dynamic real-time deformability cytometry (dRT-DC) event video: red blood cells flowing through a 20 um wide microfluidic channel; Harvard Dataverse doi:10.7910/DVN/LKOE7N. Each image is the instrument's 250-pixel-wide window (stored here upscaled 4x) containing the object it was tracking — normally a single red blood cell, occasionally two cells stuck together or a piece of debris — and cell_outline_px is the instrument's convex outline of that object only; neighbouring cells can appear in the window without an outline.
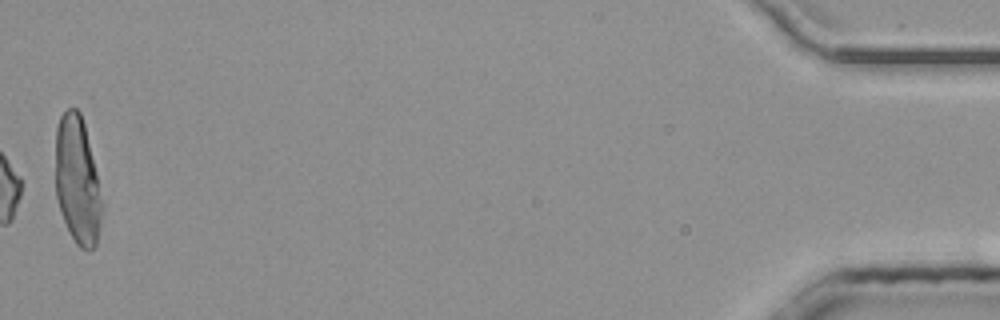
{"species": "common noctule bat (a hibernating species)", "species_latin": "Nyctalus noctula", "temperature_condition": "room temperature", "stored_images_in_passage": 49, "camera_frame_rate_fps": 3000, "um_per_image_px": 0.085, "animal": {"sex": "male", "body_mass_g": 20.4}, "frame": {"image": 1, "passage_image": 49, "time_ms": 16.0, "image_size_px": [1000, 320], "cell_outline_px": [[104, 204], [96, 244], [88, 252], [80, 248], [76, 244], [68, 232], [60, 212], [56, 196], [56, 128], [60, 116], [68, 108], [76, 108], [80, 112], [84, 124]], "centroid_in_image_um": [6.58, 15.4], "position_along_channel_um": 428.6, "area_um2": 34.8}, "authors_computed_cell_mechanics": {"area_um2": 15.9528, "velocity_mm_per_s": 4.1943, "shape_relaxation_time_tau1_ms": null, "shape_relaxation_time_tau2_ms": 4.0651, "deformation_change_tau1": null, "deformation_change_tau2": 0.0961}}